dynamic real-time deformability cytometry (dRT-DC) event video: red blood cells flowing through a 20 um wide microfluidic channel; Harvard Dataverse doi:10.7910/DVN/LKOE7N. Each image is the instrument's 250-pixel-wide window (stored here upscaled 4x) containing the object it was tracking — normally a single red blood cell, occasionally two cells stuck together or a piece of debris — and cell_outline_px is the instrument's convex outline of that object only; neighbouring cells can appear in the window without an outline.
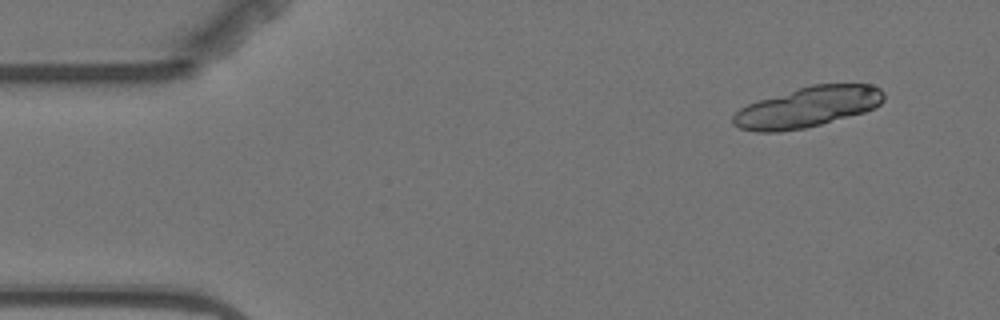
{"species": "Egyptian fruit bat (a non-hibernating species)", "species_latin": "Rousettus aegyptiacus", "temperature_condition": "warm", "stored_images_in_passage": 5, "segment_of_instrument_passage": [1, 2], "camera_frame_rate_fps": 3000, "um_per_image_px": 0.085, "animal": {"sex": "female"}, "frame": {"image": 1, "passage_image": 2, "time_ms": 1.333, "image_size_px": [1000, 320], "cell_outline_px": [[884, 100], [876, 108], [864, 112], [820, 124], [804, 128], [780, 132], [756, 132], [740, 128], [732, 124], [732, 116], [740, 108], [748, 104], [760, 100], [812, 84], [872, 84], [880, 88], [884, 92]], "centroid_in_image_um": [68.67, 9.11], "position_along_channel_um": 16.3, "area_um2": 35.37}}